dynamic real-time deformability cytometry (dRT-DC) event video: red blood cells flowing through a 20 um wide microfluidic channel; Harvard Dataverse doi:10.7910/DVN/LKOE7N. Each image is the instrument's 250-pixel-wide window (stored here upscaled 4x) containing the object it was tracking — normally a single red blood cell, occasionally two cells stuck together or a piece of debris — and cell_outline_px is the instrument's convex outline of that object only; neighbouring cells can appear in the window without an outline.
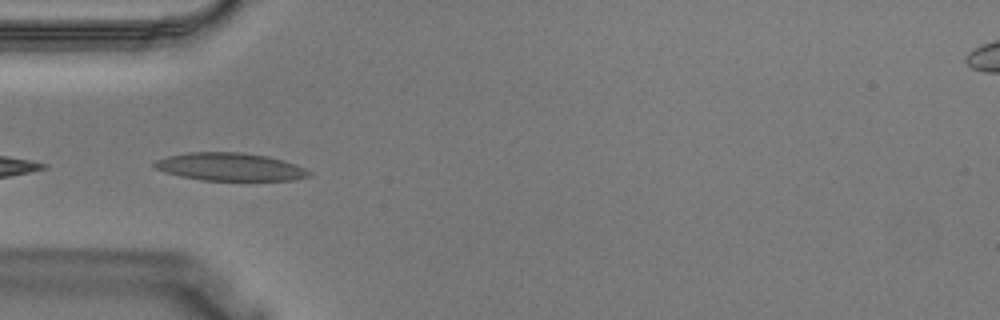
{"species": "Egyptian fruit bat (a non-hibernating species)", "species_latin": "Rousettus aegyptiacus", "temperature_condition": "warm", "stored_images_in_passage": 39, "camera_frame_rate_fps": 3000, "um_per_image_px": 0.085, "animal": {"sex": "male"}, "frame": {"image": 1, "passage_image": 12, "time_ms": 3.667, "image_size_px": [1000, 320], "cell_outline_px": [[312, 176], [292, 180], [200, 180], [180, 176], [164, 172], [156, 168], [152, 164], [156, 160], [168, 156], [188, 152], [240, 152], [268, 156], [284, 160], [296, 164], [312, 172]], "centroid_in_image_um": [19.57, 14.18], "position_along_channel_um": 65.4, "area_um2": 25.2}}